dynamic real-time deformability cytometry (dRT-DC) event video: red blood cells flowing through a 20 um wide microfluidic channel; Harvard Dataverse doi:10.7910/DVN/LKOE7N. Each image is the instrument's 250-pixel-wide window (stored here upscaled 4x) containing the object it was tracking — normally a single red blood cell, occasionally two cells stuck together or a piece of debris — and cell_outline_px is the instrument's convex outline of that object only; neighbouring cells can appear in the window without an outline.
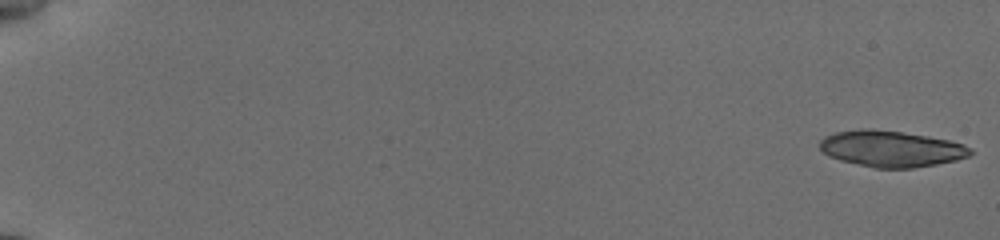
{"species": "common noctule bat (a hibernating species)", "species_latin": "Nyctalus noctula", "temperature_condition": "cold", "stored_images_in_passage": 56, "camera_frame_rate_fps": 3000, "um_per_image_px": 0.085, "animal": {"sex": "female", "body_mass_g": 19.5, "forearm_length_mm": 54.1}, "frame": {"image": 1, "passage_image": 1, "time_ms": 0.0, "image_size_px": [1000, 240], "cell_outline_px": [[972, 152], [968, 156], [956, 160], [936, 164], [912, 168], [876, 168], [840, 160], [828, 156], [820, 148], [820, 140], [824, 136], [836, 132], [860, 128], [868, 128], [900, 132], [928, 136], [948, 140], [964, 144], [972, 148]], "centroid_in_image_um": [75.74, 12.64], "position_along_channel_um": 9.3, "area_um2": 31.67}}
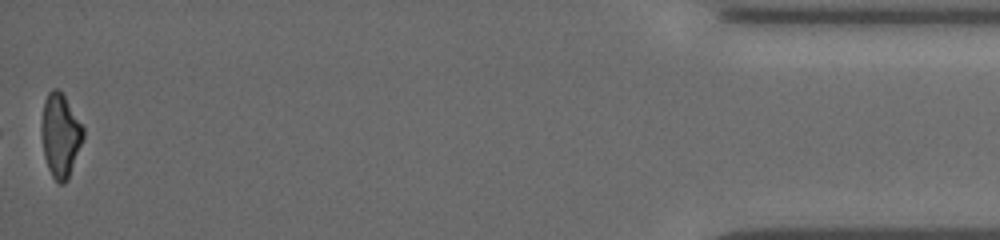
{"frame": {"image": 2, "passage_image": 56, "time_ms": 18.333, "image_size_px": [1000, 240], "cell_outline_px": [[84, 136], [68, 180], [64, 184], [60, 184], [52, 176], [48, 168], [44, 156], [40, 128], [44, 100], [48, 92], [52, 88], [56, 88], [64, 96], [84, 128]], "centroid_in_image_um": [5.11, 11.51], "position_along_channel_um": 430.1, "area_um2": 20.29}, "authors_computed_cell_mechanics": {"area_um2": 23.2356, "velocity_mm_per_s": 3.8362, "shape_relaxation_time_tau1_ms": 7.8155, "shape_relaxation_time_tau2_ms": 6.0997, "deformation_change_tau1": 0.2006, "deformation_change_tau2": 0.151}}